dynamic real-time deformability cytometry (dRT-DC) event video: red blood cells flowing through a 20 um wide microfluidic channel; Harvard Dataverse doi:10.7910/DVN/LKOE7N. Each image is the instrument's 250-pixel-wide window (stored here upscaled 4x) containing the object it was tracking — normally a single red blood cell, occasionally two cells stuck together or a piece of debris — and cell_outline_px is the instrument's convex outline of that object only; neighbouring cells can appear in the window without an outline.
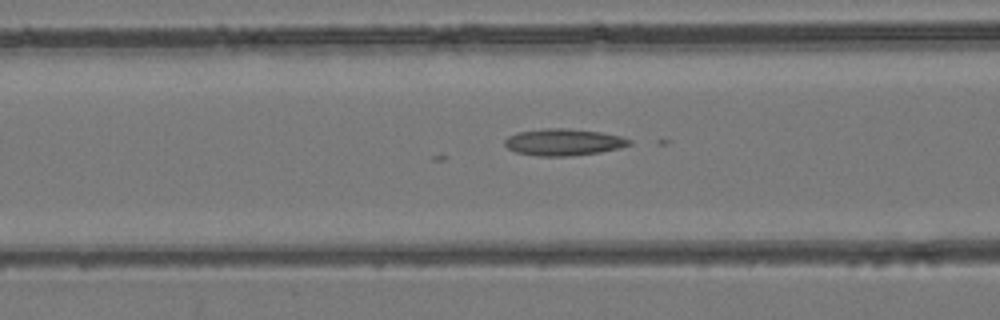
{"species": "common noctule bat (a hibernating species)", "species_latin": "Nyctalus noctula", "temperature_condition": "room temperature", "stored_images_in_passage": 27, "camera_frame_rate_fps": 3000, "um_per_image_px": 0.085, "animal": {"sex": "female", "body_mass_g": 24.6, "forearm_length_mm": 56.2}, "frame": {"image": 1, "passage_image": 20, "time_ms": 6.333, "image_size_px": [1000, 320], "cell_outline_px": [[632, 144], [620, 148], [600, 152], [568, 156], [536, 156], [516, 152], [508, 148], [504, 144], [504, 140], [508, 136], [516, 132], [548, 128], [564, 128], [600, 132], [620, 136], [632, 140]], "centroid_in_image_um": [47.89, 12.08], "position_along_channel_um": 118.7, "area_um2": 19.42}}
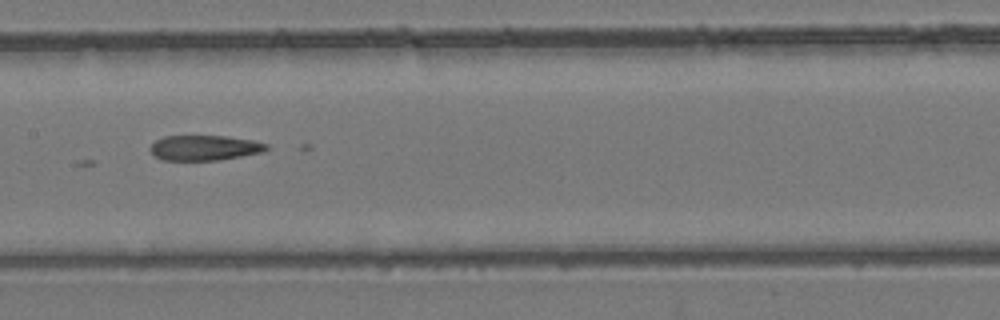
{"frame": {"image": 2, "passage_image": 25, "time_ms": 8.0, "image_size_px": [1000, 320], "cell_outline_px": [[268, 148], [264, 152], [216, 160], [160, 160], [152, 156], [148, 148], [156, 140], [164, 136], [228, 136], [252, 140], [268, 144]], "centroid_in_image_um": [17.33, 12.56], "position_along_channel_um": 190.1, "area_um2": 17.17}}